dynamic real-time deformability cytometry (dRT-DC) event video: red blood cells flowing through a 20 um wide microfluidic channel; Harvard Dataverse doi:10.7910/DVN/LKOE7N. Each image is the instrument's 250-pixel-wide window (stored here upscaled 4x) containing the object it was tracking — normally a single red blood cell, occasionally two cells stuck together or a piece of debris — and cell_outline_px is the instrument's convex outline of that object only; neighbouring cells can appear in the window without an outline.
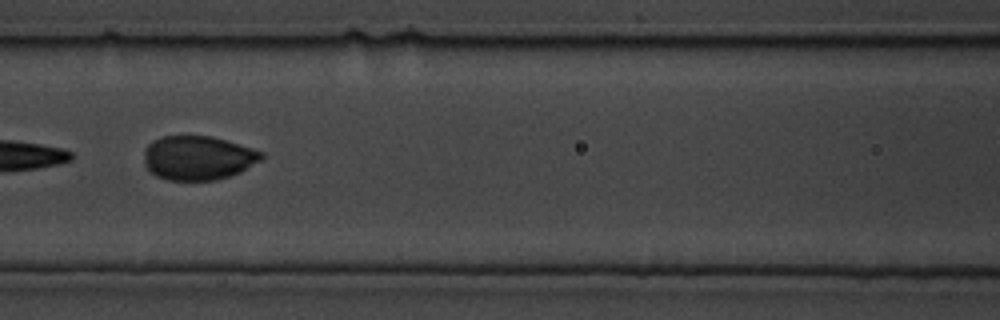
{"species": "common noctule bat (a hibernating species)", "species_latin": "Nyctalus noctula", "temperature_condition": "cold", "stored_images_in_passage": 21, "camera_frame_rate_fps": 3000, "um_per_image_px": 0.085, "animal": {"sex": "male", "body_mass_g": 19.5, "forearm_length_mm": 54.6}, "frame": {"image": 1, "passage_image": 7, "time_ms": 2.0, "image_size_px": [1000, 320], "cell_outline_px": [[264, 156], [260, 160], [240, 172], [216, 180], [168, 180], [156, 176], [144, 164], [144, 148], [152, 140], [164, 136], [212, 136], [252, 148], [264, 152]], "centroid_in_image_um": [16.81, 13.41], "position_along_channel_um": 149.8, "area_um2": 30.17}}